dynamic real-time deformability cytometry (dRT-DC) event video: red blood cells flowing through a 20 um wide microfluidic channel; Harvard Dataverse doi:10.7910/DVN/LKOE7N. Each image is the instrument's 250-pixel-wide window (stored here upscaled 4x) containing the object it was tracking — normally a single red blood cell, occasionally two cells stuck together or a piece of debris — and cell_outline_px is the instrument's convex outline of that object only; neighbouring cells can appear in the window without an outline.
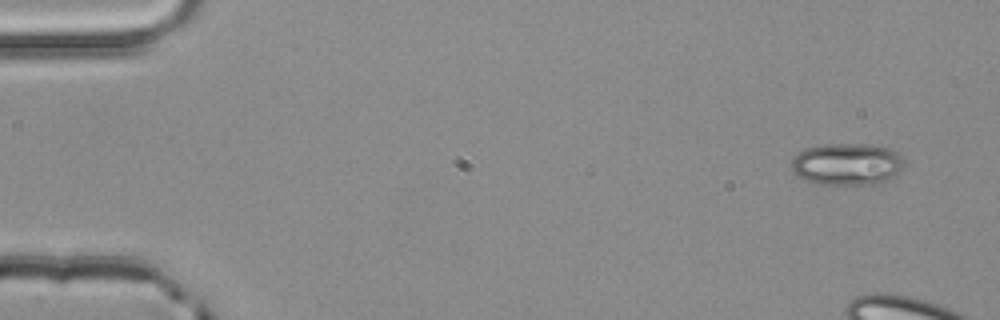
{"species": "common noctule bat (a hibernating species)", "species_latin": "Nyctalus noctula", "temperature_condition": "room temperature", "stored_images_in_passage": 3, "camera_frame_rate_fps": 3000, "um_per_image_px": 0.085, "animal": {"sex": "male", "body_mass_g": 20.4}, "frame": {"image": 1, "passage_image": 1, "time_ms": 0.0, "image_size_px": [1000, 320], "cell_outline_px": [[904, 164], [900, 172], [884, 184], [820, 184], [804, 180], [796, 176], [792, 168], [792, 156], [804, 148], [824, 144], [864, 144], [888, 148], [904, 156]], "centroid_in_image_um": [72.01, 13.96], "position_along_channel_um": 13.0, "area_um2": 28.03}}